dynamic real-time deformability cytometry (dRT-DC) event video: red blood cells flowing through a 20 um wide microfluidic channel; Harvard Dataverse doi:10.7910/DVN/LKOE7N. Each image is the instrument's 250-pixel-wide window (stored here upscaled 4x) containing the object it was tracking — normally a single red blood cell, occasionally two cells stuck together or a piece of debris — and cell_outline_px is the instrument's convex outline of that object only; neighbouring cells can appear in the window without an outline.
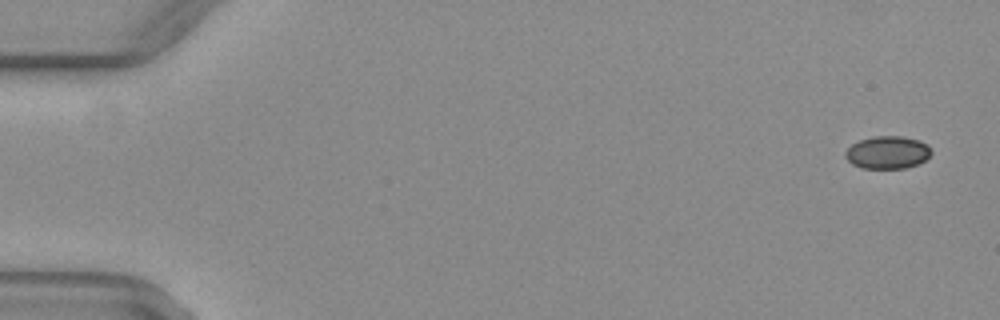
{"species": "common noctule bat (a hibernating species)", "species_latin": "Nyctalus noctula", "temperature_condition": "warm", "stored_images_in_passage": 50, "camera_frame_rate_fps": 3000, "um_per_image_px": 0.085, "animal": {"sex": "female", "body_mass_g": 29.2, "forearm_length_mm": 56.3}, "frame": {"image": 1, "passage_image": 1, "time_ms": 0.0, "image_size_px": [1000, 320], "cell_outline_px": [[932, 152], [924, 160], [916, 164], [904, 168], [864, 168], [852, 164], [844, 156], [844, 152], [852, 144], [860, 140], [872, 136], [904, 136], [920, 140], [928, 144]], "centroid_in_image_um": [75.43, 12.94], "position_along_channel_um": 9.6, "area_um2": 16.36}}
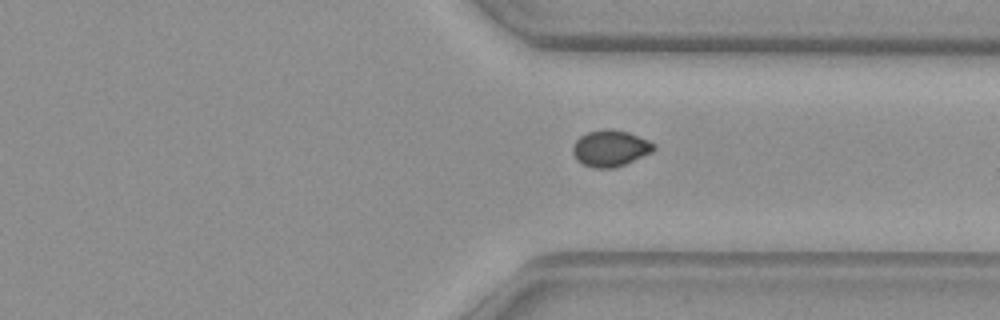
{"frame": {"image": 2, "passage_image": 38, "time_ms": 12.333, "image_size_px": [1000, 320], "cell_outline_px": [[656, 148], [652, 152], [616, 168], [592, 168], [576, 160], [572, 152], [572, 148], [576, 140], [580, 136], [588, 132], [628, 132], [648, 140], [656, 144]], "centroid_in_image_um": [51.88, 12.66], "position_along_channel_um": 359.5, "area_um2": 16.65}}
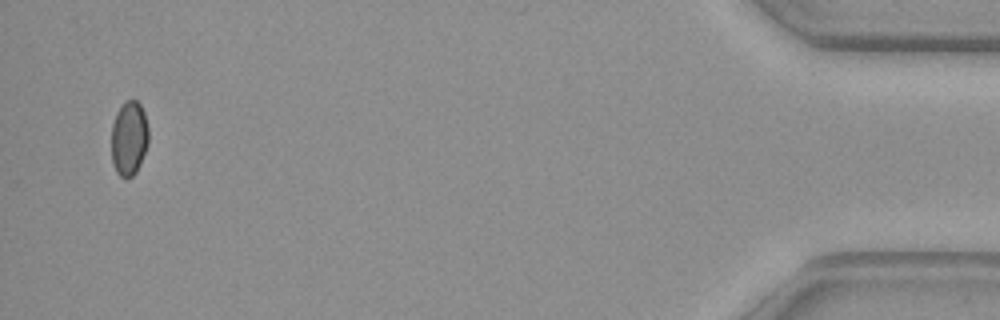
{"frame": {"image": 3, "passage_image": 49, "time_ms": 16.0, "image_size_px": [1000, 320], "cell_outline_px": [[148, 144], [140, 164], [136, 172], [132, 176], [120, 176], [116, 172], [112, 164], [112, 124], [116, 112], [124, 100], [136, 100], [140, 104], [144, 112], [148, 128]], "centroid_in_image_um": [10.96, 11.73], "position_along_channel_um": 424.2, "area_um2": 16.18}}